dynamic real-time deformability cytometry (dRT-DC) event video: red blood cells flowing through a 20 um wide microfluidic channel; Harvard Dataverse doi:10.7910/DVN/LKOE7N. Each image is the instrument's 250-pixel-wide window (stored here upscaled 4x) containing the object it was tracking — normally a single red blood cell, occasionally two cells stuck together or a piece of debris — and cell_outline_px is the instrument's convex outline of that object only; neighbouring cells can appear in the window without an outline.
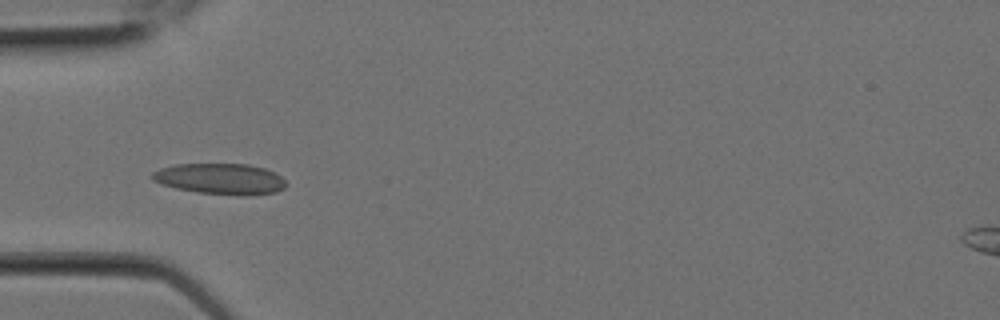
{"species": "Egyptian fruit bat (a non-hibernating species)", "species_latin": "Rousettus aegyptiacus", "temperature_condition": "room temperature", "stored_images_in_passage": 7, "camera_frame_rate_fps": 3000, "um_per_image_px": 0.085, "animal": {"sex": "female"}, "frame": {"image": 1, "passage_image": 6, "time_ms": 1.667, "image_size_px": [1000, 320], "cell_outline_px": [[288, 184], [284, 188], [276, 192], [248, 196], [244, 196], [200, 192], [176, 188], [160, 184], [152, 180], [152, 172], [160, 168], [176, 164], [248, 164], [264, 168], [276, 172]], "centroid_in_image_um": [18.75, 15.2], "position_along_channel_um": 66.2, "area_um2": 24.22}}
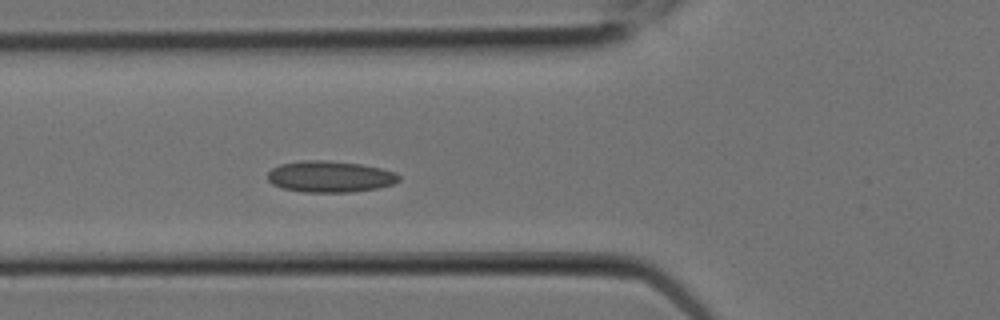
{"frame": {"image": 2, "passage_image": 7, "time_ms": 2.0, "image_size_px": [1000, 320], "cell_outline_px": [[400, 180], [392, 184], [380, 188], [352, 192], [304, 192], [284, 188], [272, 184], [268, 180], [268, 172], [272, 168], [280, 164], [304, 160], [328, 160], [360, 164], [380, 168], [396, 172], [400, 176]], "centroid_in_image_um": [28.07, 15.01], "position_along_channel_um": 97.7, "area_um2": 24.04}}